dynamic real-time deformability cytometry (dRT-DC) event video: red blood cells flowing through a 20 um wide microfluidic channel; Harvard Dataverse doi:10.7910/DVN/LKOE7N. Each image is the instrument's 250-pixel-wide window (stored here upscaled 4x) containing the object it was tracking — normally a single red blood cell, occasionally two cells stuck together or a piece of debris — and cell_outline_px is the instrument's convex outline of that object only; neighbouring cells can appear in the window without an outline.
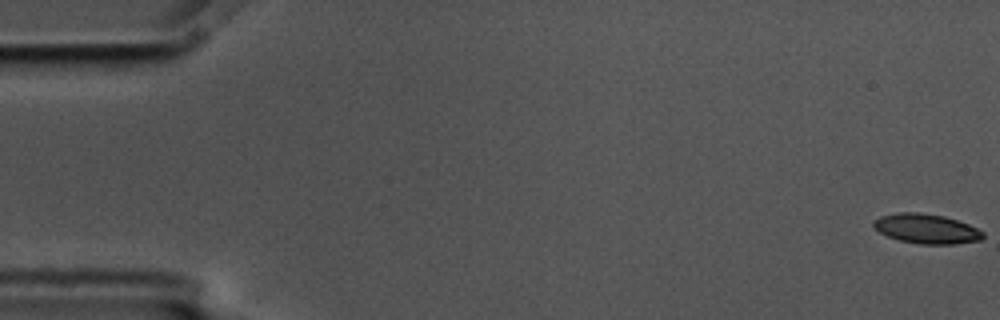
{"species": "common noctule bat (a hibernating species)", "species_latin": "Nyctalus noctula", "temperature_condition": "cold", "stored_images_in_passage": 9, "camera_frame_rate_fps": 3000, "um_per_image_px": 0.085, "animal": {"sex": "male", "body_mass_g": 17.5, "forearm_length_mm": 52.3}, "frame": {"image": 1, "passage_image": 1, "time_ms": 0.0, "image_size_px": [1000, 320], "cell_outline_px": [[984, 236], [980, 240], [956, 244], [920, 244], [900, 240], [888, 236], [880, 232], [872, 224], [880, 216], [900, 212], [920, 212], [944, 216], [968, 224], [984, 232]], "centroid_in_image_um": [78.77, 19.44], "position_along_channel_um": 6.2, "area_um2": 18.73}}
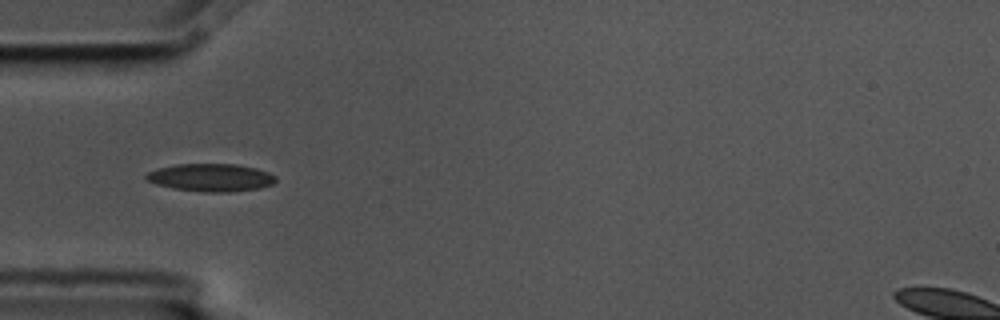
{"frame": {"image": 2, "passage_image": 6, "time_ms": 1.667, "image_size_px": [1000, 320], "cell_outline_px": [[276, 180], [272, 184], [260, 188], [228, 192], [204, 192], [172, 188], [156, 184], [148, 180], [144, 176], [148, 172], [156, 168], [176, 164], [236, 164], [256, 168], [268, 172], [276, 176]], "centroid_in_image_um": [17.92, 15.09], "position_along_channel_um": 67.1, "area_um2": 20.98}}